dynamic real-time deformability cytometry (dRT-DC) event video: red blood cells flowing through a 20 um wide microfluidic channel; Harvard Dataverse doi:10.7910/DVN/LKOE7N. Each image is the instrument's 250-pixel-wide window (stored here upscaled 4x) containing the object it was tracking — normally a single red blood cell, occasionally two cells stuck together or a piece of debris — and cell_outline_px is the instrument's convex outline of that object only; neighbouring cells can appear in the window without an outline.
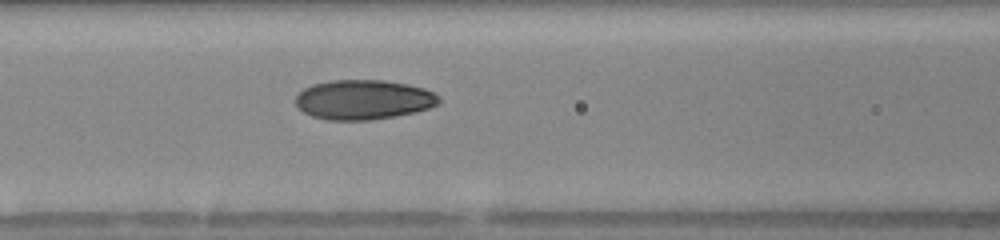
{"species": "human", "species_latin": "Homo sapiens", "temperature_condition": "warm", "stored_images_in_passage": 39, "camera_frame_rate_fps": 3000, "um_per_image_px": 0.085, "donor": {"sex": "female"}, "frame": {"image": 1, "passage_image": 17, "time_ms": 5.333, "image_size_px": [1000, 240], "cell_outline_px": [[440, 104], [416, 112], [396, 116], [372, 120], [328, 120], [312, 116], [304, 112], [296, 104], [296, 96], [304, 88], [312, 84], [332, 80], [384, 80], [408, 84], [424, 88], [440, 96]], "centroid_in_image_um": [30.92, 8.47], "position_along_channel_um": 135.7, "area_um2": 33.29}}
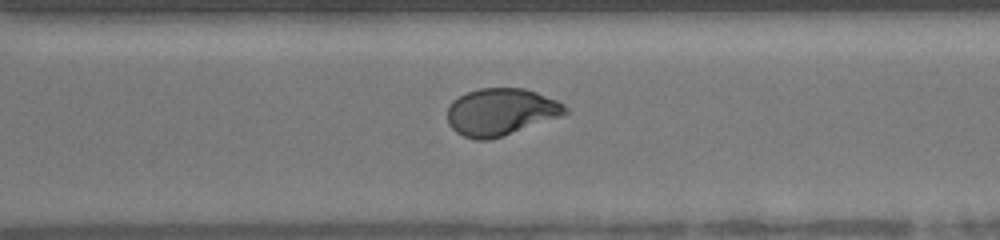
{"frame": {"image": 2, "passage_image": 31, "time_ms": 10.0, "image_size_px": [1000, 240], "cell_outline_px": [[568, 112], [560, 116], [488, 140], [476, 140], [464, 136], [456, 132], [448, 124], [448, 108], [452, 100], [468, 92], [480, 88], [524, 88], [536, 92], [556, 100], [564, 104], [568, 108]], "centroid_in_image_um": [42.54, 9.5], "position_along_channel_um": 328.1, "area_um2": 31.91}}
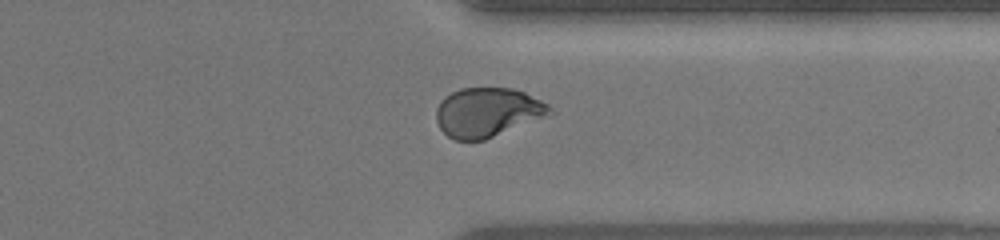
{"frame": {"image": 3, "passage_image": 34, "time_ms": 11.0, "image_size_px": [1000, 240], "cell_outline_px": [[556, 112], [484, 140], [456, 140], [448, 136], [440, 128], [436, 120], [436, 108], [440, 100], [444, 96], [460, 88], [512, 88], [524, 92], [548, 104]], "centroid_in_image_um": [41.42, 9.53], "position_along_channel_um": 370.0, "area_um2": 32.48}}